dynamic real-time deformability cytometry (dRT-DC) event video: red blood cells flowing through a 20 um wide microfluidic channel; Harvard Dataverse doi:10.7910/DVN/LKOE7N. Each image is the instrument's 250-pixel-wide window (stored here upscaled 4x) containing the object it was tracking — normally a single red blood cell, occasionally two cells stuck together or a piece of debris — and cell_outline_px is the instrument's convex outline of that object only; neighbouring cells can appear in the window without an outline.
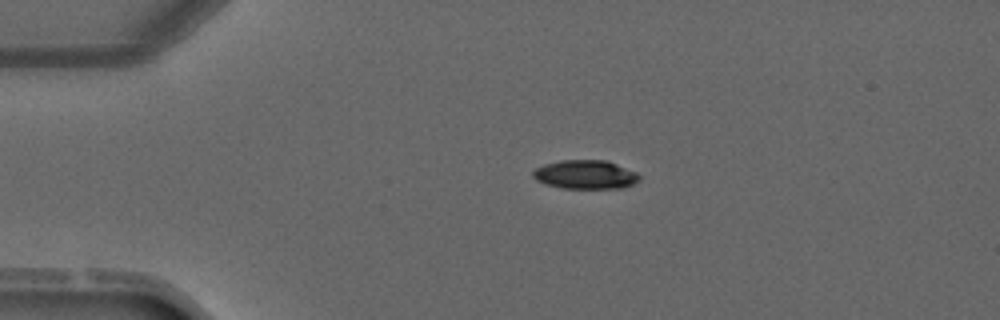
{"species": "common noctule bat (a hibernating species)", "species_latin": "Nyctalus noctula", "temperature_condition": "warm", "stored_images_in_passage": 3, "camera_frame_rate_fps": 3000, "um_per_image_px": 0.085, "animal": {"sex": "male", "forearm_length_mm": 52.5}, "frame": {"image": 1, "passage_image": 2, "time_ms": 1.333, "image_size_px": [1000, 320], "cell_outline_px": [[640, 180], [624, 188], [560, 188], [544, 184], [536, 180], [532, 176], [532, 172], [536, 168], [544, 164], [560, 160], [608, 160], [636, 172], [640, 176]], "centroid_in_image_um": [49.75, 14.84], "position_along_channel_um": 35.3, "area_um2": 18.03}}